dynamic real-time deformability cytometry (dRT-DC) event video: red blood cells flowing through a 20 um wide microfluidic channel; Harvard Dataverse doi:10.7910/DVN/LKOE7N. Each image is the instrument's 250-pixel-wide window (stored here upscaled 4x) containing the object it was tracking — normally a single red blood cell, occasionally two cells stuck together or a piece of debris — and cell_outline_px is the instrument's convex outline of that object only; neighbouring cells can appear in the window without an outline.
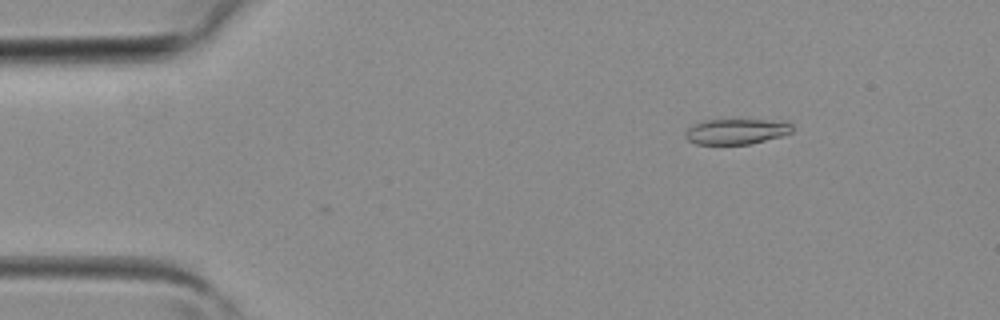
{"species": "common noctule bat (a hibernating species)", "species_latin": "Nyctalus noctula", "temperature_condition": "room temperature", "stored_images_in_passage": 2, "camera_frame_rate_fps": 3000, "um_per_image_px": 0.085, "animal": {"sex": "female", "body_mass_g": 19.3, "forearm_length_mm": 54.1}, "frame": {"image": 1, "passage_image": 2, "time_ms": 0.333, "image_size_px": [1000, 320], "cell_outline_px": [[792, 132], [780, 136], [748, 144], [696, 144], [688, 140], [684, 136], [684, 132], [692, 124], [704, 120], [732, 116], [768, 120], [792, 124]], "centroid_in_image_um": [62.5, 11.11], "position_along_channel_um": 22.5, "area_um2": 16.59}}